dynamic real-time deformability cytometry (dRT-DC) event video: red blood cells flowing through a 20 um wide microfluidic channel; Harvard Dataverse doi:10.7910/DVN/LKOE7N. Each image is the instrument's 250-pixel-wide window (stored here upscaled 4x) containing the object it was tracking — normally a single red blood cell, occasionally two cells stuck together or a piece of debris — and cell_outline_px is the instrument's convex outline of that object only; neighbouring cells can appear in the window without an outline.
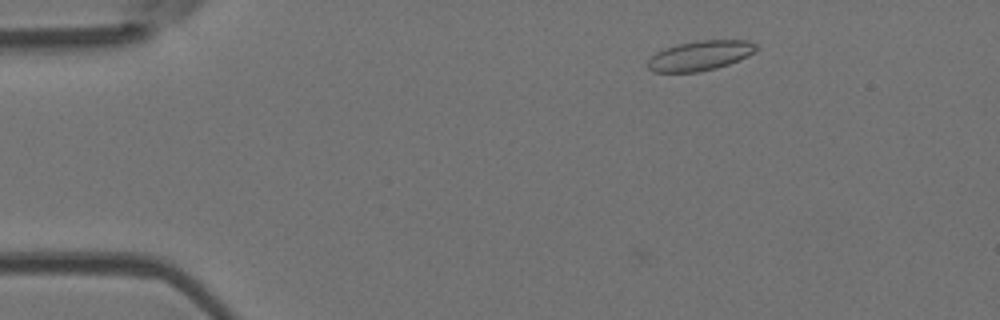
{"species": "Egyptian fruit bat (a non-hibernating species)", "species_latin": "Rousettus aegyptiacus", "temperature_condition": "room temperature", "stored_images_in_passage": 3, "camera_frame_rate_fps": 3000, "um_per_image_px": 0.085, "animal": {"sex": "female"}, "frame": {"image": 1, "passage_image": 3, "time_ms": 0.667, "image_size_px": [1000, 320], "cell_outline_px": [[756, 52], [740, 60], [716, 68], [700, 72], [652, 72], [648, 68], [648, 60], [656, 52], [664, 48], [696, 40], [748, 40], [756, 44]], "centroid_in_image_um": [59.52, 4.73], "position_along_channel_um": 25.5, "area_um2": 18.9}}